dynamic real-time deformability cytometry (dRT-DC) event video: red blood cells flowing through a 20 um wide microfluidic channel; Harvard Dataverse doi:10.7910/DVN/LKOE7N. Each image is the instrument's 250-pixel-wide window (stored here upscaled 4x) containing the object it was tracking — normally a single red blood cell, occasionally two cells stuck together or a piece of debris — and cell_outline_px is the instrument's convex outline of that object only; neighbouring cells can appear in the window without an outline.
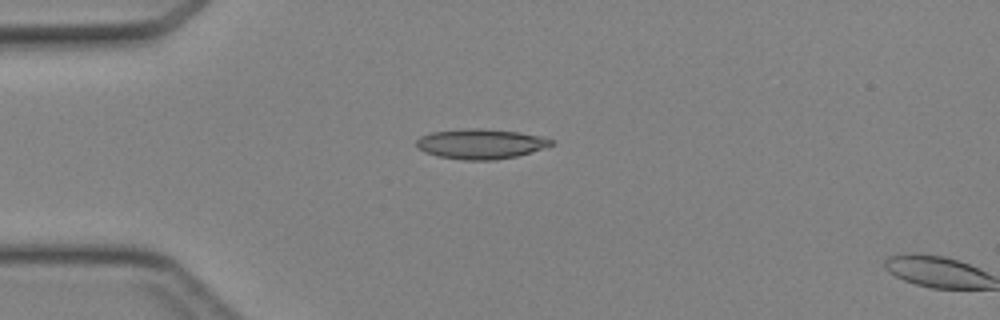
{"species": "Egyptian fruit bat (a non-hibernating species)", "species_latin": "Rousettus aegyptiacus", "temperature_condition": "cold", "stored_images_in_passage": 3, "camera_frame_rate_fps": 3000, "um_per_image_px": 0.085, "animal": {"sex": "female"}, "frame": {"image": 1, "passage_image": 1, "time_ms": 0.0, "image_size_px": [1000, 320], "cell_outline_px": [[556, 140], [552, 144], [544, 148], [516, 156], [496, 160], [464, 160], [436, 156], [424, 152], [416, 144], [416, 140], [420, 136], [432, 132], [464, 128], [484, 128], [520, 132], [540, 136]], "centroid_in_image_um": [40.85, 12.22], "position_along_channel_um": 44.1, "area_um2": 23.7}}